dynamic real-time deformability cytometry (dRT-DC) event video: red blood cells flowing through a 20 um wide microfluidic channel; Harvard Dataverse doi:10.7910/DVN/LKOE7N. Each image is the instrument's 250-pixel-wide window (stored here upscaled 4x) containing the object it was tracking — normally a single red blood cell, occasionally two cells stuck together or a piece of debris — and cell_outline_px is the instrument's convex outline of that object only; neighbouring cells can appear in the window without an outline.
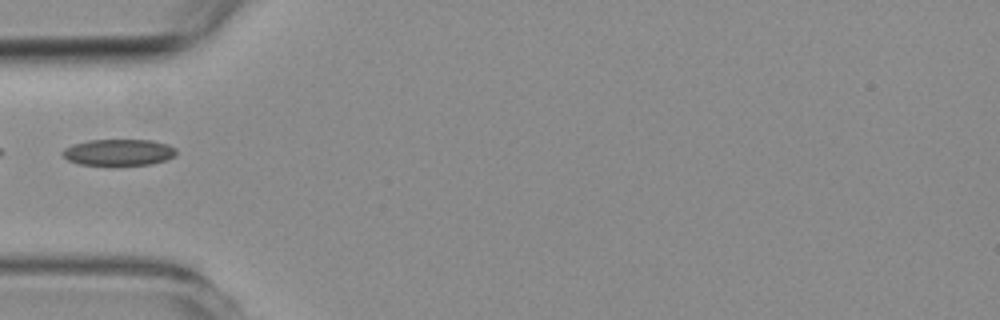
{"species": "common noctule bat (a hibernating species)", "species_latin": "Nyctalus noctula", "temperature_condition": "room temperature", "stored_images_in_passage": 1, "camera_frame_rate_fps": 3000, "um_per_image_px": 0.085, "animal": {"sex": "female", "body_mass_g": 19.3, "forearm_length_mm": 54.1}, "frame": {"image": 1, "passage_image": 1, "time_ms": 0.0, "image_size_px": [1000, 320], "cell_outline_px": [[176, 156], [168, 160], [152, 164], [116, 168], [112, 168], [80, 164], [68, 160], [60, 152], [64, 148], [72, 144], [88, 140], [152, 140], [168, 144], [176, 148]], "centroid_in_image_um": [10.1, 13.0], "position_along_channel_um": 74.9, "area_um2": 18.55}}